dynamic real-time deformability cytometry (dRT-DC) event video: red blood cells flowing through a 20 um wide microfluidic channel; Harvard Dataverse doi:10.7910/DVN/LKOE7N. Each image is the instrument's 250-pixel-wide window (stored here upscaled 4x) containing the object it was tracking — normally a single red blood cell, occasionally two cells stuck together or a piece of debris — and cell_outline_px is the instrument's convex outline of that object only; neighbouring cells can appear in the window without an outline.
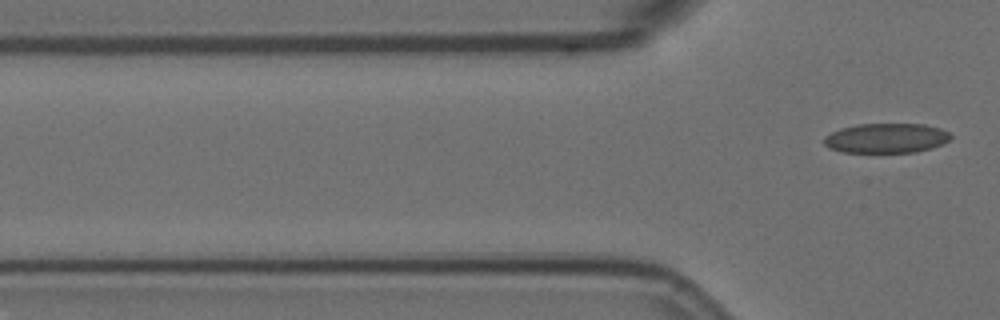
{"species": "Egyptian fruit bat (a non-hibernating species)", "species_latin": "Rousettus aegyptiacus", "temperature_condition": "room temperature", "stored_images_in_passage": 4, "camera_frame_rate_fps": 3000, "um_per_image_px": 0.085, "animal": {"sex": "female"}, "frame": {"image": 1, "passage_image": 4, "time_ms": 1.0, "image_size_px": [1000, 320], "cell_outline_px": [[952, 136], [948, 140], [932, 148], [916, 152], [840, 152], [828, 148], [824, 144], [824, 136], [840, 128], [856, 124], [924, 124], [940, 128], [948, 132]], "centroid_in_image_um": [75.29, 11.74], "position_along_channel_um": 50.5, "area_um2": 21.96}}